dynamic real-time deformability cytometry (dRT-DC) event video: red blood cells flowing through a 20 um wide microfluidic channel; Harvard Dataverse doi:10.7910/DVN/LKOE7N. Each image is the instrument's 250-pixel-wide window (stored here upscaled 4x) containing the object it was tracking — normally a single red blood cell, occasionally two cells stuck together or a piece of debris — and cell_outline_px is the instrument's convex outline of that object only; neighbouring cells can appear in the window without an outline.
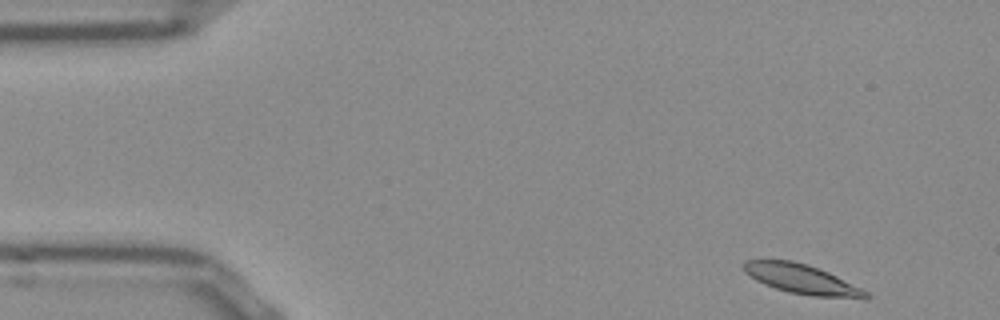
{"species": "Egyptian fruit bat (a non-hibernating species)", "species_latin": "Rousettus aegyptiacus", "temperature_condition": "room temperature", "stored_images_in_passage": 50, "camera_frame_rate_fps": 3000, "um_per_image_px": 0.085, "frame": {"image": 1, "passage_image": 2, "time_ms": 0.333, "image_size_px": [1000, 320], "cell_outline_px": [[872, 296], [868, 300], [864, 300], [812, 296], [788, 292], [764, 284], [756, 280], [744, 272], [740, 264], [744, 260], [792, 260], [808, 264], [820, 268], [868, 292]], "centroid_in_image_um": [68.18, 23.74], "position_along_channel_um": 16.8, "area_um2": 21.44}}
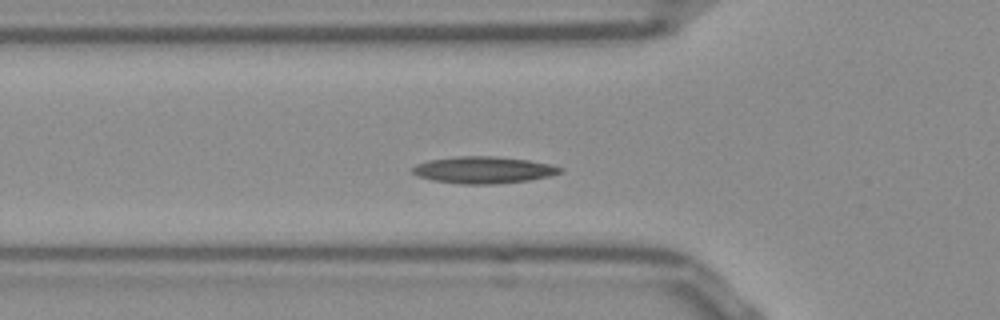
{"frame": {"image": 2, "passage_image": 15, "time_ms": 4.667, "image_size_px": [1000, 320], "cell_outline_px": [[564, 172], [548, 176], [528, 180], [496, 184], [460, 184], [432, 180], [420, 176], [412, 172], [412, 168], [416, 164], [428, 160], [460, 156], [492, 156], [528, 160], [548, 164], [564, 168]], "centroid_in_image_um": [41.1, 14.45], "position_along_channel_um": 84.7, "area_um2": 22.95}}
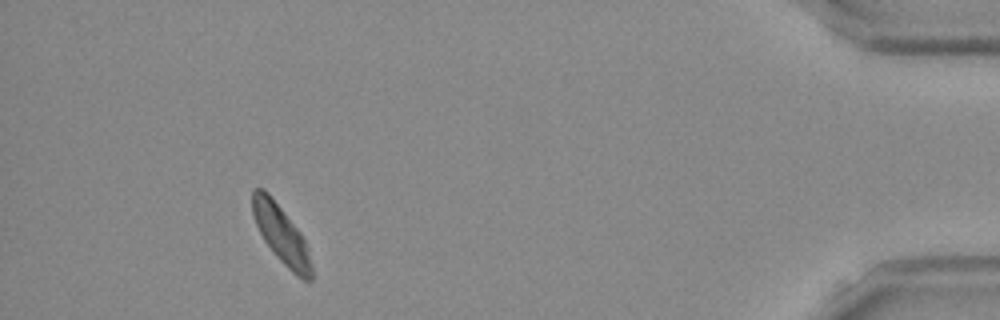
{"frame": {"image": 3, "passage_image": 46, "time_ms": 15.0, "image_size_px": [1000, 320], "cell_outline_px": [[312, 280], [304, 280], [296, 276], [276, 256], [264, 240], [256, 224], [252, 212], [252, 188], [264, 188], [268, 192], [300, 232], [308, 248], [312, 264]], "centroid_in_image_um": [23.9, 19.92], "position_along_channel_um": 411.3, "area_um2": 19.83}, "authors_computed_cell_mechanics": {"area_um2": 20.808, "velocity_mm_per_s": 3.7827, "shape_relaxation_time_tau1_ms": 5.7989, "shape_relaxation_time_tau2_ms": 5.0832, "deformation_change_tau1": 0.1063, "deformation_change_tau2": 0.0864}}